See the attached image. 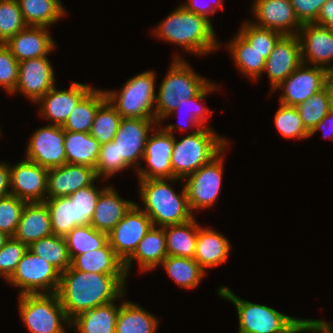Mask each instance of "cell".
<instances>
[{"label":"cell","instance_id":"6da1fadb","mask_svg":"<svg viewBox=\"0 0 333 333\" xmlns=\"http://www.w3.org/2000/svg\"><path fill=\"white\" fill-rule=\"evenodd\" d=\"M126 277L127 274L83 272L70 266L61 273L57 291L67 318L71 321L78 314L124 298Z\"/></svg>","mask_w":333,"mask_h":333},{"label":"cell","instance_id":"7a4b0ae2","mask_svg":"<svg viewBox=\"0 0 333 333\" xmlns=\"http://www.w3.org/2000/svg\"><path fill=\"white\" fill-rule=\"evenodd\" d=\"M204 16L186 10L179 5L157 27L153 34L166 42L174 43L187 52L195 55H207L217 49L220 44L215 30Z\"/></svg>","mask_w":333,"mask_h":333},{"label":"cell","instance_id":"3957f363","mask_svg":"<svg viewBox=\"0 0 333 333\" xmlns=\"http://www.w3.org/2000/svg\"><path fill=\"white\" fill-rule=\"evenodd\" d=\"M178 178L139 179V196L143 201V211L151 219L153 226L165 227L186 222L194 217L191 212L187 192L183 182L177 194L169 181L177 183ZM177 181V182H176Z\"/></svg>","mask_w":333,"mask_h":333},{"label":"cell","instance_id":"277c9868","mask_svg":"<svg viewBox=\"0 0 333 333\" xmlns=\"http://www.w3.org/2000/svg\"><path fill=\"white\" fill-rule=\"evenodd\" d=\"M229 141L216 134L211 127L205 126L178 141L174 134V146L171 154L172 178L182 181L201 166L209 163Z\"/></svg>","mask_w":333,"mask_h":333},{"label":"cell","instance_id":"5b68a950","mask_svg":"<svg viewBox=\"0 0 333 333\" xmlns=\"http://www.w3.org/2000/svg\"><path fill=\"white\" fill-rule=\"evenodd\" d=\"M209 82L197 74L182 56L176 55L156 95L157 123L162 126L163 120L176 109L183 99L196 96Z\"/></svg>","mask_w":333,"mask_h":333},{"label":"cell","instance_id":"8992f818","mask_svg":"<svg viewBox=\"0 0 333 333\" xmlns=\"http://www.w3.org/2000/svg\"><path fill=\"white\" fill-rule=\"evenodd\" d=\"M217 291L221 298L235 305L239 319L238 333H292L306 320L241 299L227 286L220 287Z\"/></svg>","mask_w":333,"mask_h":333},{"label":"cell","instance_id":"52a82bcc","mask_svg":"<svg viewBox=\"0 0 333 333\" xmlns=\"http://www.w3.org/2000/svg\"><path fill=\"white\" fill-rule=\"evenodd\" d=\"M156 79V73L148 70L127 80L121 91H104L122 118L156 119Z\"/></svg>","mask_w":333,"mask_h":333},{"label":"cell","instance_id":"ba28073f","mask_svg":"<svg viewBox=\"0 0 333 333\" xmlns=\"http://www.w3.org/2000/svg\"><path fill=\"white\" fill-rule=\"evenodd\" d=\"M20 317L30 333H67L71 321L57 293L19 295Z\"/></svg>","mask_w":333,"mask_h":333},{"label":"cell","instance_id":"9c48e42d","mask_svg":"<svg viewBox=\"0 0 333 333\" xmlns=\"http://www.w3.org/2000/svg\"><path fill=\"white\" fill-rule=\"evenodd\" d=\"M60 277L61 272L56 267L27 249L6 282L20 288L19 295L52 294L58 291Z\"/></svg>","mask_w":333,"mask_h":333},{"label":"cell","instance_id":"30bf717a","mask_svg":"<svg viewBox=\"0 0 333 333\" xmlns=\"http://www.w3.org/2000/svg\"><path fill=\"white\" fill-rule=\"evenodd\" d=\"M226 147L209 163L187 176L183 181L191 212L214 206L220 194L224 169L223 155ZM225 150V151H224Z\"/></svg>","mask_w":333,"mask_h":333},{"label":"cell","instance_id":"8fae6325","mask_svg":"<svg viewBox=\"0 0 333 333\" xmlns=\"http://www.w3.org/2000/svg\"><path fill=\"white\" fill-rule=\"evenodd\" d=\"M159 126L151 132L146 142L143 160L147 168L141 166L135 170L139 179L172 178L171 154L176 126L169 124L161 129Z\"/></svg>","mask_w":333,"mask_h":333},{"label":"cell","instance_id":"7c38bea8","mask_svg":"<svg viewBox=\"0 0 333 333\" xmlns=\"http://www.w3.org/2000/svg\"><path fill=\"white\" fill-rule=\"evenodd\" d=\"M158 123L156 119L122 118L113 141L117 144L118 161H125L138 170L145 151L149 132Z\"/></svg>","mask_w":333,"mask_h":333},{"label":"cell","instance_id":"4fadbf2b","mask_svg":"<svg viewBox=\"0 0 333 333\" xmlns=\"http://www.w3.org/2000/svg\"><path fill=\"white\" fill-rule=\"evenodd\" d=\"M152 226L151 219L135 203L109 232L108 242L117 256L125 263Z\"/></svg>","mask_w":333,"mask_h":333},{"label":"cell","instance_id":"5bb4252c","mask_svg":"<svg viewBox=\"0 0 333 333\" xmlns=\"http://www.w3.org/2000/svg\"><path fill=\"white\" fill-rule=\"evenodd\" d=\"M64 139L65 130L62 126L48 124L37 129L27 144L25 159L47 169L66 164Z\"/></svg>","mask_w":333,"mask_h":333},{"label":"cell","instance_id":"9a60e30c","mask_svg":"<svg viewBox=\"0 0 333 333\" xmlns=\"http://www.w3.org/2000/svg\"><path fill=\"white\" fill-rule=\"evenodd\" d=\"M48 171L27 159L10 165L11 194L27 203L44 202L47 198Z\"/></svg>","mask_w":333,"mask_h":333},{"label":"cell","instance_id":"2e32d148","mask_svg":"<svg viewBox=\"0 0 333 333\" xmlns=\"http://www.w3.org/2000/svg\"><path fill=\"white\" fill-rule=\"evenodd\" d=\"M325 87L324 68L302 63L274 91L283 90L279 98L281 104L297 106Z\"/></svg>","mask_w":333,"mask_h":333},{"label":"cell","instance_id":"e0dca14e","mask_svg":"<svg viewBox=\"0 0 333 333\" xmlns=\"http://www.w3.org/2000/svg\"><path fill=\"white\" fill-rule=\"evenodd\" d=\"M302 64L301 44L298 35H282L266 59L263 70L267 72L272 93Z\"/></svg>","mask_w":333,"mask_h":333},{"label":"cell","instance_id":"ac0fdd59","mask_svg":"<svg viewBox=\"0 0 333 333\" xmlns=\"http://www.w3.org/2000/svg\"><path fill=\"white\" fill-rule=\"evenodd\" d=\"M251 8L256 18L252 23L257 27L275 30L282 35H298L302 23L290 0H254Z\"/></svg>","mask_w":333,"mask_h":333},{"label":"cell","instance_id":"d6986e66","mask_svg":"<svg viewBox=\"0 0 333 333\" xmlns=\"http://www.w3.org/2000/svg\"><path fill=\"white\" fill-rule=\"evenodd\" d=\"M53 68L48 56L19 62L18 81L12 94L21 92L27 99L36 103L55 86Z\"/></svg>","mask_w":333,"mask_h":333},{"label":"cell","instance_id":"ffe728a7","mask_svg":"<svg viewBox=\"0 0 333 333\" xmlns=\"http://www.w3.org/2000/svg\"><path fill=\"white\" fill-rule=\"evenodd\" d=\"M92 89L90 85L74 82L69 89H50L36 103L42 118L51 121L49 124L63 126L76 104Z\"/></svg>","mask_w":333,"mask_h":333},{"label":"cell","instance_id":"44dd1931","mask_svg":"<svg viewBox=\"0 0 333 333\" xmlns=\"http://www.w3.org/2000/svg\"><path fill=\"white\" fill-rule=\"evenodd\" d=\"M302 63L325 68L333 63V30L316 23L302 24L298 33ZM308 61V62H307Z\"/></svg>","mask_w":333,"mask_h":333},{"label":"cell","instance_id":"7402d4cb","mask_svg":"<svg viewBox=\"0 0 333 333\" xmlns=\"http://www.w3.org/2000/svg\"><path fill=\"white\" fill-rule=\"evenodd\" d=\"M98 176L95 168L66 163L48 171L47 198L70 196L80 188L94 184Z\"/></svg>","mask_w":333,"mask_h":333},{"label":"cell","instance_id":"603a6c76","mask_svg":"<svg viewBox=\"0 0 333 333\" xmlns=\"http://www.w3.org/2000/svg\"><path fill=\"white\" fill-rule=\"evenodd\" d=\"M48 28L27 26L10 38L5 45L19 62L48 56L56 46Z\"/></svg>","mask_w":333,"mask_h":333},{"label":"cell","instance_id":"cb8c5ba5","mask_svg":"<svg viewBox=\"0 0 333 333\" xmlns=\"http://www.w3.org/2000/svg\"><path fill=\"white\" fill-rule=\"evenodd\" d=\"M134 204L121 198L113 186H106L99 195L90 225L109 234Z\"/></svg>","mask_w":333,"mask_h":333},{"label":"cell","instance_id":"d4e9b609","mask_svg":"<svg viewBox=\"0 0 333 333\" xmlns=\"http://www.w3.org/2000/svg\"><path fill=\"white\" fill-rule=\"evenodd\" d=\"M52 234L47 205L44 202L26 203L13 238L29 246Z\"/></svg>","mask_w":333,"mask_h":333},{"label":"cell","instance_id":"484cf974","mask_svg":"<svg viewBox=\"0 0 333 333\" xmlns=\"http://www.w3.org/2000/svg\"><path fill=\"white\" fill-rule=\"evenodd\" d=\"M157 228V226H152L139 242L133 255L124 263L127 276L134 261L138 262L141 272L152 271L168 256L164 227Z\"/></svg>","mask_w":333,"mask_h":333},{"label":"cell","instance_id":"4316f807","mask_svg":"<svg viewBox=\"0 0 333 333\" xmlns=\"http://www.w3.org/2000/svg\"><path fill=\"white\" fill-rule=\"evenodd\" d=\"M231 244L229 240L209 227H200L194 259L205 270L227 262Z\"/></svg>","mask_w":333,"mask_h":333},{"label":"cell","instance_id":"83f0119b","mask_svg":"<svg viewBox=\"0 0 333 333\" xmlns=\"http://www.w3.org/2000/svg\"><path fill=\"white\" fill-rule=\"evenodd\" d=\"M74 270L100 274H126L124 262L117 256L110 243L103 247L76 255L71 260Z\"/></svg>","mask_w":333,"mask_h":333},{"label":"cell","instance_id":"f1b7e54d","mask_svg":"<svg viewBox=\"0 0 333 333\" xmlns=\"http://www.w3.org/2000/svg\"><path fill=\"white\" fill-rule=\"evenodd\" d=\"M113 301L109 304L95 307L71 320L70 327L77 333H115L120 305Z\"/></svg>","mask_w":333,"mask_h":333},{"label":"cell","instance_id":"f546056e","mask_svg":"<svg viewBox=\"0 0 333 333\" xmlns=\"http://www.w3.org/2000/svg\"><path fill=\"white\" fill-rule=\"evenodd\" d=\"M200 227L195 216L186 222L165 226L167 254L169 256L194 258Z\"/></svg>","mask_w":333,"mask_h":333},{"label":"cell","instance_id":"4dcf8cb0","mask_svg":"<svg viewBox=\"0 0 333 333\" xmlns=\"http://www.w3.org/2000/svg\"><path fill=\"white\" fill-rule=\"evenodd\" d=\"M107 100L104 90L92 88L73 108L62 128L89 133L98 108Z\"/></svg>","mask_w":333,"mask_h":333},{"label":"cell","instance_id":"1f68e13d","mask_svg":"<svg viewBox=\"0 0 333 333\" xmlns=\"http://www.w3.org/2000/svg\"><path fill=\"white\" fill-rule=\"evenodd\" d=\"M158 323L153 313L125 300L120 304L115 333H156Z\"/></svg>","mask_w":333,"mask_h":333},{"label":"cell","instance_id":"d6a6232c","mask_svg":"<svg viewBox=\"0 0 333 333\" xmlns=\"http://www.w3.org/2000/svg\"><path fill=\"white\" fill-rule=\"evenodd\" d=\"M101 144L87 132L65 131L67 163L96 167Z\"/></svg>","mask_w":333,"mask_h":333},{"label":"cell","instance_id":"836d02e7","mask_svg":"<svg viewBox=\"0 0 333 333\" xmlns=\"http://www.w3.org/2000/svg\"><path fill=\"white\" fill-rule=\"evenodd\" d=\"M233 61L240 73L252 80H257L265 67L266 59L239 33L227 44Z\"/></svg>","mask_w":333,"mask_h":333},{"label":"cell","instance_id":"e575fe53","mask_svg":"<svg viewBox=\"0 0 333 333\" xmlns=\"http://www.w3.org/2000/svg\"><path fill=\"white\" fill-rule=\"evenodd\" d=\"M18 3L27 26L48 27L66 14L60 0H18Z\"/></svg>","mask_w":333,"mask_h":333},{"label":"cell","instance_id":"d590c367","mask_svg":"<svg viewBox=\"0 0 333 333\" xmlns=\"http://www.w3.org/2000/svg\"><path fill=\"white\" fill-rule=\"evenodd\" d=\"M161 265L175 284L184 289L196 288L207 273L194 258L168 255Z\"/></svg>","mask_w":333,"mask_h":333},{"label":"cell","instance_id":"8d00e7d4","mask_svg":"<svg viewBox=\"0 0 333 333\" xmlns=\"http://www.w3.org/2000/svg\"><path fill=\"white\" fill-rule=\"evenodd\" d=\"M53 234L65 237L77 226L76 202L69 196L46 198Z\"/></svg>","mask_w":333,"mask_h":333},{"label":"cell","instance_id":"74e56055","mask_svg":"<svg viewBox=\"0 0 333 333\" xmlns=\"http://www.w3.org/2000/svg\"><path fill=\"white\" fill-rule=\"evenodd\" d=\"M28 249L56 267L61 273L71 266L65 237L55 234L32 242Z\"/></svg>","mask_w":333,"mask_h":333},{"label":"cell","instance_id":"f35d334b","mask_svg":"<svg viewBox=\"0 0 333 333\" xmlns=\"http://www.w3.org/2000/svg\"><path fill=\"white\" fill-rule=\"evenodd\" d=\"M65 239L72 260L76 255L103 247L108 242V234L88 224L76 226L65 236Z\"/></svg>","mask_w":333,"mask_h":333},{"label":"cell","instance_id":"ab89813d","mask_svg":"<svg viewBox=\"0 0 333 333\" xmlns=\"http://www.w3.org/2000/svg\"><path fill=\"white\" fill-rule=\"evenodd\" d=\"M217 88L218 85L214 84L213 82H209L196 96H193L189 99H183L178 104L176 109L172 111L171 114H169L166 118L168 119L169 116L173 115L174 113L178 114L179 111H184L187 112L185 113V116L186 114L188 115L187 120L184 118V121H188L186 122V124H188L190 127L193 126L197 127V129H201L202 127L207 126L208 124L205 125V123L209 121L208 116L212 115V110H209L207 107L202 106L201 102L205 97H207V94H210L214 90H217ZM191 107H193V109H190ZM177 125V128H179V130L181 131L186 129V126L189 127L188 125L185 126V124L181 123ZM183 125L185 127H183Z\"/></svg>","mask_w":333,"mask_h":333},{"label":"cell","instance_id":"60d3db41","mask_svg":"<svg viewBox=\"0 0 333 333\" xmlns=\"http://www.w3.org/2000/svg\"><path fill=\"white\" fill-rule=\"evenodd\" d=\"M121 115L106 100L97 110L92 124L90 135L102 145L111 142L118 131Z\"/></svg>","mask_w":333,"mask_h":333},{"label":"cell","instance_id":"b9f144b4","mask_svg":"<svg viewBox=\"0 0 333 333\" xmlns=\"http://www.w3.org/2000/svg\"><path fill=\"white\" fill-rule=\"evenodd\" d=\"M330 103L331 91L325 87L296 106L303 124L309 132L328 114Z\"/></svg>","mask_w":333,"mask_h":333},{"label":"cell","instance_id":"7bdbcfd3","mask_svg":"<svg viewBox=\"0 0 333 333\" xmlns=\"http://www.w3.org/2000/svg\"><path fill=\"white\" fill-rule=\"evenodd\" d=\"M276 130L286 139H306L310 132L305 128L296 106H288L280 103L274 117Z\"/></svg>","mask_w":333,"mask_h":333},{"label":"cell","instance_id":"ee69618b","mask_svg":"<svg viewBox=\"0 0 333 333\" xmlns=\"http://www.w3.org/2000/svg\"><path fill=\"white\" fill-rule=\"evenodd\" d=\"M25 27L18 0H0V43L5 44Z\"/></svg>","mask_w":333,"mask_h":333},{"label":"cell","instance_id":"f6af8a7d","mask_svg":"<svg viewBox=\"0 0 333 333\" xmlns=\"http://www.w3.org/2000/svg\"><path fill=\"white\" fill-rule=\"evenodd\" d=\"M238 33L249 42L262 57L267 59L273 51L275 43L282 36L278 31L257 27L252 22L245 21Z\"/></svg>","mask_w":333,"mask_h":333},{"label":"cell","instance_id":"bcb514c9","mask_svg":"<svg viewBox=\"0 0 333 333\" xmlns=\"http://www.w3.org/2000/svg\"><path fill=\"white\" fill-rule=\"evenodd\" d=\"M105 187L98 189L92 184L78 189L69 196L73 202H76L77 226L91 223L99 195Z\"/></svg>","mask_w":333,"mask_h":333},{"label":"cell","instance_id":"7dc6e473","mask_svg":"<svg viewBox=\"0 0 333 333\" xmlns=\"http://www.w3.org/2000/svg\"><path fill=\"white\" fill-rule=\"evenodd\" d=\"M27 202L9 194L0 198V231L13 237Z\"/></svg>","mask_w":333,"mask_h":333},{"label":"cell","instance_id":"c3c4849f","mask_svg":"<svg viewBox=\"0 0 333 333\" xmlns=\"http://www.w3.org/2000/svg\"><path fill=\"white\" fill-rule=\"evenodd\" d=\"M128 167L130 166L125 161H118L117 144L113 140L100 146L95 167L98 179L110 178Z\"/></svg>","mask_w":333,"mask_h":333},{"label":"cell","instance_id":"681fc988","mask_svg":"<svg viewBox=\"0 0 333 333\" xmlns=\"http://www.w3.org/2000/svg\"><path fill=\"white\" fill-rule=\"evenodd\" d=\"M27 249L26 244L10 237L0 249V276L2 278L7 281L12 276Z\"/></svg>","mask_w":333,"mask_h":333},{"label":"cell","instance_id":"f907efd6","mask_svg":"<svg viewBox=\"0 0 333 333\" xmlns=\"http://www.w3.org/2000/svg\"><path fill=\"white\" fill-rule=\"evenodd\" d=\"M19 73V61L9 48L0 43V87L12 94L16 88Z\"/></svg>","mask_w":333,"mask_h":333},{"label":"cell","instance_id":"816d5d0a","mask_svg":"<svg viewBox=\"0 0 333 333\" xmlns=\"http://www.w3.org/2000/svg\"><path fill=\"white\" fill-rule=\"evenodd\" d=\"M298 20L304 23H314L327 0H290Z\"/></svg>","mask_w":333,"mask_h":333},{"label":"cell","instance_id":"f5cc1de1","mask_svg":"<svg viewBox=\"0 0 333 333\" xmlns=\"http://www.w3.org/2000/svg\"><path fill=\"white\" fill-rule=\"evenodd\" d=\"M223 1L224 0H213V2L209 5H207L205 3V5L203 3H199L200 1L197 0H188L185 3H180L186 10L190 11V12H194L198 15L204 16L205 18H207L208 20H210L209 16L214 14L217 9H223Z\"/></svg>","mask_w":333,"mask_h":333},{"label":"cell","instance_id":"db71d44e","mask_svg":"<svg viewBox=\"0 0 333 333\" xmlns=\"http://www.w3.org/2000/svg\"><path fill=\"white\" fill-rule=\"evenodd\" d=\"M314 23L333 30V0H327L324 3Z\"/></svg>","mask_w":333,"mask_h":333},{"label":"cell","instance_id":"11a10c76","mask_svg":"<svg viewBox=\"0 0 333 333\" xmlns=\"http://www.w3.org/2000/svg\"><path fill=\"white\" fill-rule=\"evenodd\" d=\"M331 333L319 320L306 319L298 328L292 333Z\"/></svg>","mask_w":333,"mask_h":333},{"label":"cell","instance_id":"9f6ffc18","mask_svg":"<svg viewBox=\"0 0 333 333\" xmlns=\"http://www.w3.org/2000/svg\"><path fill=\"white\" fill-rule=\"evenodd\" d=\"M329 126V127H328ZM322 130L324 138H331L333 139V112L329 111L321 121L313 128L310 132V137L313 136L316 132ZM327 130V131H326ZM329 132V133H326Z\"/></svg>","mask_w":333,"mask_h":333},{"label":"cell","instance_id":"6f0895ef","mask_svg":"<svg viewBox=\"0 0 333 333\" xmlns=\"http://www.w3.org/2000/svg\"><path fill=\"white\" fill-rule=\"evenodd\" d=\"M10 189V164L0 162V198L11 194Z\"/></svg>","mask_w":333,"mask_h":333},{"label":"cell","instance_id":"680465c9","mask_svg":"<svg viewBox=\"0 0 333 333\" xmlns=\"http://www.w3.org/2000/svg\"><path fill=\"white\" fill-rule=\"evenodd\" d=\"M325 72V86L333 92V66L328 65L324 68Z\"/></svg>","mask_w":333,"mask_h":333},{"label":"cell","instance_id":"91938a15","mask_svg":"<svg viewBox=\"0 0 333 333\" xmlns=\"http://www.w3.org/2000/svg\"><path fill=\"white\" fill-rule=\"evenodd\" d=\"M10 239V236L0 231V249L6 244V242Z\"/></svg>","mask_w":333,"mask_h":333},{"label":"cell","instance_id":"94428289","mask_svg":"<svg viewBox=\"0 0 333 333\" xmlns=\"http://www.w3.org/2000/svg\"><path fill=\"white\" fill-rule=\"evenodd\" d=\"M331 333H333V322L329 323L328 321L319 320Z\"/></svg>","mask_w":333,"mask_h":333},{"label":"cell","instance_id":"6125c7cd","mask_svg":"<svg viewBox=\"0 0 333 333\" xmlns=\"http://www.w3.org/2000/svg\"><path fill=\"white\" fill-rule=\"evenodd\" d=\"M330 111L333 112V92H331V103H330Z\"/></svg>","mask_w":333,"mask_h":333}]
</instances>
